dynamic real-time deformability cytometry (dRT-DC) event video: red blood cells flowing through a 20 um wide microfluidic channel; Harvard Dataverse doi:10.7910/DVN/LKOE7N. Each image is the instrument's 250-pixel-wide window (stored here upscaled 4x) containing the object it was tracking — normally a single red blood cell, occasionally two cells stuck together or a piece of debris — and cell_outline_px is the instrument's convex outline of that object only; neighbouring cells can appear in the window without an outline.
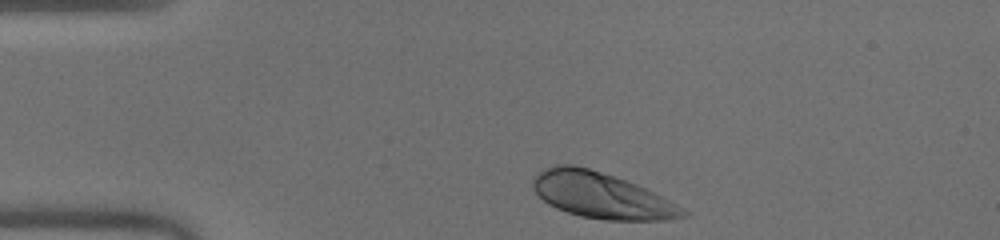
{"species": "human", "species_latin": "Homo sapiens", "temperature_condition": "warm", "stored_images_in_passage": 34, "camera_frame_rate_fps": 3000, "um_per_image_px": 0.085, "donor": {"sex": "male"}, "frame": {"image": 1, "passage_image": 1, "time_ms": 0.0, "image_size_px": [1000, 240], "cell_outline_px": [[692, 212], [688, 216], [664, 220], [604, 220], [580, 216], [556, 208], [548, 204], [532, 188], [532, 180], [544, 168], [556, 164], [572, 164], [588, 168], [616, 176], [636, 184]], "centroid_in_image_um": [51.12, 16.61], "position_along_channel_um": 33.9, "area_um2": 39.94}}
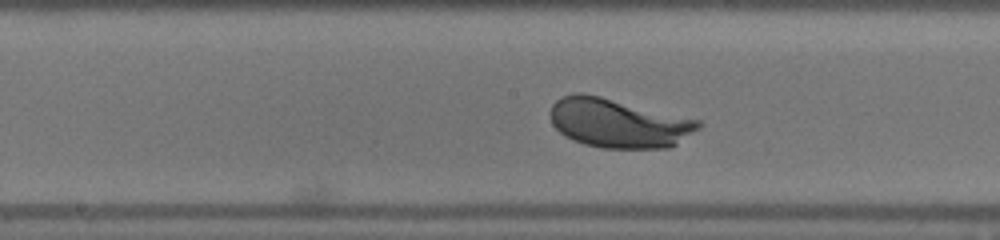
{"frame": {"image": 2, "passage_image": 17, "time_ms": 5.333, "image_size_px": [1000, 240], "cell_outline_px": [[704, 124], [700, 128], [676, 144], [668, 148], [604, 148], [584, 144], [572, 140], [564, 136], [552, 124], [548, 112], [552, 104], [556, 100], [564, 96], [576, 92], [584, 92], [700, 120]], "centroid_in_image_um": [52.54, 10.45], "position_along_channel_um": 195.7, "area_um2": 42.6}}
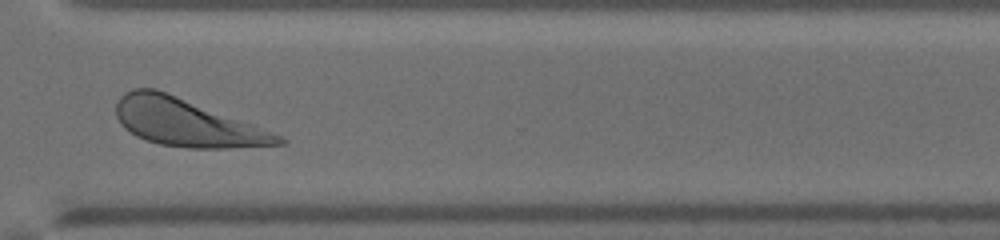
{"frame": {"image": 3, "passage_image": 29, "time_ms": 9.333, "image_size_px": [1000, 240], "cell_outline_px": [[288, 140], [284, 144], [228, 148], [188, 148], [160, 144], [136, 136], [124, 128], [120, 124], [116, 116], [116, 104], [120, 96], [124, 92], [132, 88], [156, 88], [252, 124], [280, 136]], "centroid_in_image_um": [15.8, 10.41], "position_along_channel_um": 354.8, "area_um2": 44.45}, "authors_computed_cell_mechanics": {"area_um2": 41.8472, "velocity_mm_per_s": 3.9666, "shape_relaxation_time_tau1_ms": 1.1334, "shape_relaxation_time_tau2_ms": null, "deformation_change_tau1": 0.1198, "deformation_change_tau2": null}}